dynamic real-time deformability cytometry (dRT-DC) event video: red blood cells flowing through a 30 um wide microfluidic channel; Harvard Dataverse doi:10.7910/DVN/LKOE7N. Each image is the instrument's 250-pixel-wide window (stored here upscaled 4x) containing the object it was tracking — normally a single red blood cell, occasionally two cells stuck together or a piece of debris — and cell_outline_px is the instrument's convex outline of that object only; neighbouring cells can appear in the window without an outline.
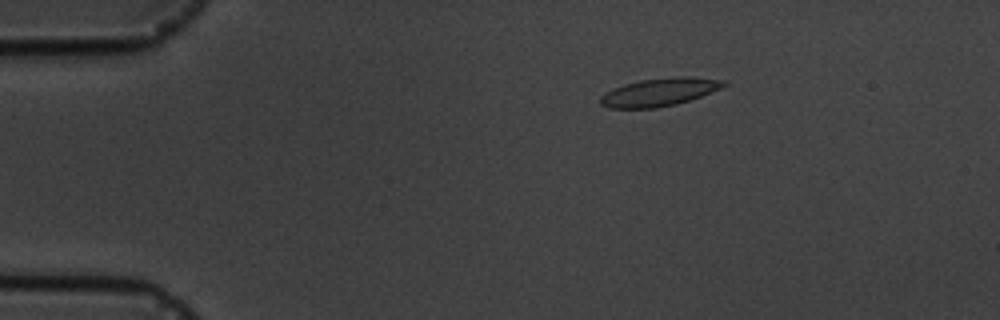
{"species": "common noctule bat (a hibernating species)", "species_latin": "Nyctalus noctula", "temperature_condition": "cold", "stored_images_in_passage": 4, "camera_frame_rate_fps": 3000, "um_per_image_px": 0.085, "animal": {"sex": "male", "body_mass_g": 19.5, "forearm_length_mm": 54.6}, "frame": {"image": 1, "passage_image": 3, "time_ms": 2.333, "image_size_px": [1000, 320], "cell_outline_px": [[728, 84], [720, 88], [700, 96], [676, 104], [656, 108], [608, 108], [600, 104], [600, 96], [624, 84], [640, 80], [676, 76], [692, 76], [728, 80]], "centroid_in_image_um": [56.09, 7.81], "position_along_channel_um": 28.9, "area_um2": 20.06}}